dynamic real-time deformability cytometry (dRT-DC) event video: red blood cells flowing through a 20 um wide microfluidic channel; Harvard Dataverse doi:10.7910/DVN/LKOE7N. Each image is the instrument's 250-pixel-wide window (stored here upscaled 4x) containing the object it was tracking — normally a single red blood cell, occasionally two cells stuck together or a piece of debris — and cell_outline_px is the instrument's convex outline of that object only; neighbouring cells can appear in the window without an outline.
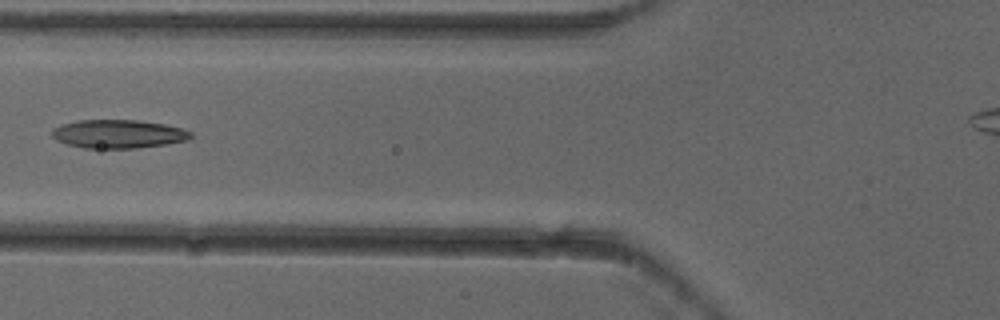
{"species": "common noctule bat (a hibernating species)", "species_latin": "Nyctalus noctula", "temperature_condition": "cold", "stored_images_in_passage": 5, "camera_frame_rate_fps": 3000, "um_per_image_px": 0.085, "animal": {"sex": "female"}, "frame": {"image": 1, "passage_image": 5, "time_ms": 1.333, "image_size_px": [1000, 320], "cell_outline_px": [[192, 136], [188, 140], [164, 144], [136, 148], [84, 148], [68, 144], [56, 140], [52, 136], [52, 128], [60, 124], [80, 120], [140, 120], [164, 124], [180, 128], [192, 132]], "centroid_in_image_um": [10.03, 11.38], "position_along_channel_um": 115.8, "area_um2": 23.0}}